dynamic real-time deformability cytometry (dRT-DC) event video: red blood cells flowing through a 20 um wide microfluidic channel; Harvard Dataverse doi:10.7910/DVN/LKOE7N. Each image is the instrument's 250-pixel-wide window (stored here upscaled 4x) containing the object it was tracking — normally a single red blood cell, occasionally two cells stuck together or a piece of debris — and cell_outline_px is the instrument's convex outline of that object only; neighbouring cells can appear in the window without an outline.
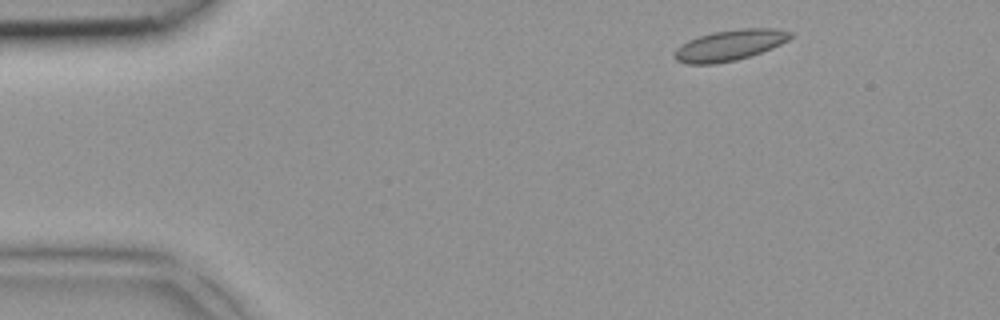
{"species": "common noctule bat (a hibernating species)", "species_latin": "Nyctalus noctula", "temperature_condition": "room temperature", "stored_images_in_passage": 3, "camera_frame_rate_fps": 3000, "um_per_image_px": 0.085, "animal": {"sex": "female", "body_mass_g": 18.4}, "frame": {"image": 1, "passage_image": 1, "time_ms": 0.0, "image_size_px": [1000, 320], "cell_outline_px": [[792, 36], [788, 40], [772, 48], [736, 60], [716, 64], [688, 64], [676, 60], [672, 56], [672, 52], [680, 44], [688, 40], [712, 32], [740, 28], [772, 28], [792, 32]], "centroid_in_image_um": [61.97, 3.84], "position_along_channel_um": 23.0, "area_um2": 20.87}}
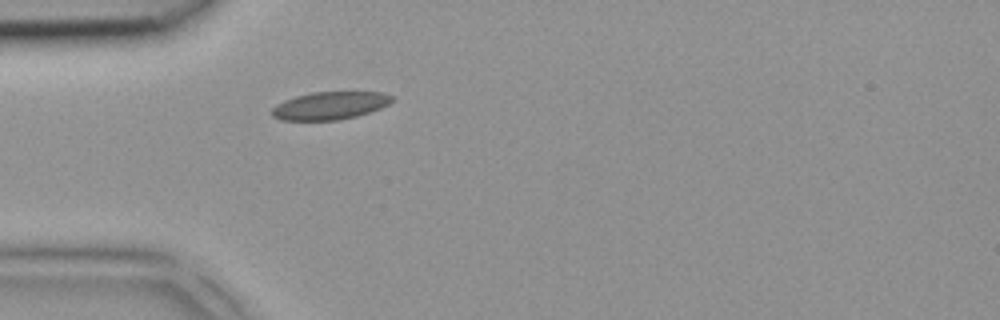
{"frame": {"image": 2, "passage_image": 3, "time_ms": 0.667, "image_size_px": [1000, 320], "cell_outline_px": [[392, 100], [388, 104], [380, 108], [356, 116], [336, 120], [280, 120], [272, 116], [272, 108], [276, 104], [284, 100], [296, 96], [312, 92], [380, 92], [392, 96]], "centroid_in_image_um": [28.0, 8.97], "position_along_channel_um": 57.0, "area_um2": 19.25}}